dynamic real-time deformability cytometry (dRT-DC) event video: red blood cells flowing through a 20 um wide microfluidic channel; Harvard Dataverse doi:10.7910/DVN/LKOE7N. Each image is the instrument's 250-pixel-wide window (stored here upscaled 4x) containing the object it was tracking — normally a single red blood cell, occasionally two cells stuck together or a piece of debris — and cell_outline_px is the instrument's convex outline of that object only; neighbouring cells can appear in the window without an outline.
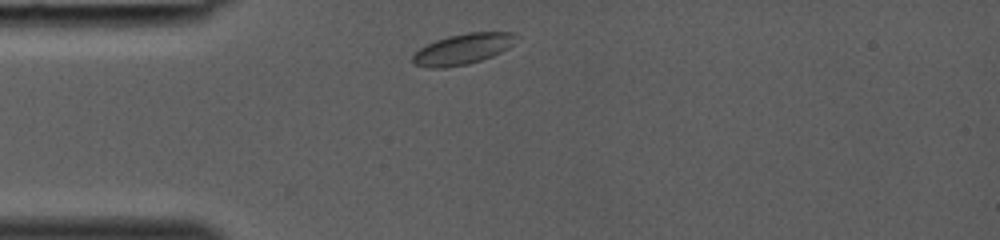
{"species": "common noctule bat (a hibernating species)", "species_latin": "Nyctalus noctula", "temperature_condition": "room temperature", "stored_images_in_passage": 4, "camera_frame_rate_fps": 3000, "um_per_image_px": 0.085, "animal": {"sex": "female", "body_mass_g": 19.0, "forearm_length_mm": 53.3}, "frame": {"image": 1, "passage_image": 1, "time_ms": 0.0, "image_size_px": [1000, 240], "cell_outline_px": [[516, 36], [512, 44], [508, 48], [492, 56], [468, 64], [444, 68], [428, 68], [412, 64], [412, 56], [420, 48], [436, 40], [448, 36], [468, 32], [516, 32]], "centroid_in_image_um": [39.31, 4.17], "position_along_channel_um": 45.7, "area_um2": 18.44}}
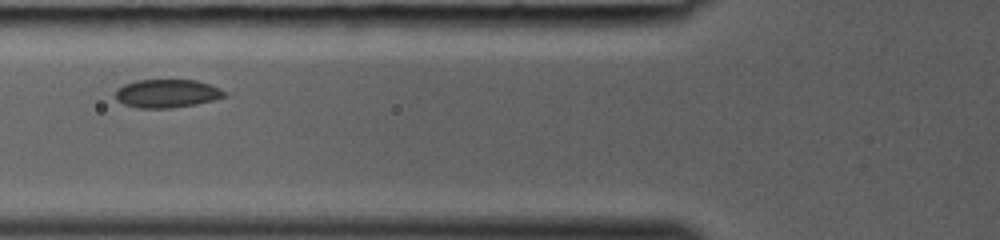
{"frame": {"image": 2, "passage_image": 3, "time_ms": 0.667, "image_size_px": [1000, 240], "cell_outline_px": [[228, 96], [196, 104], [172, 108], [136, 108], [124, 104], [116, 100], [116, 88], [124, 84], [136, 80], [196, 80], [220, 88]], "centroid_in_image_um": [14.16, 7.95], "position_along_channel_um": 111.6, "area_um2": 18.03}}
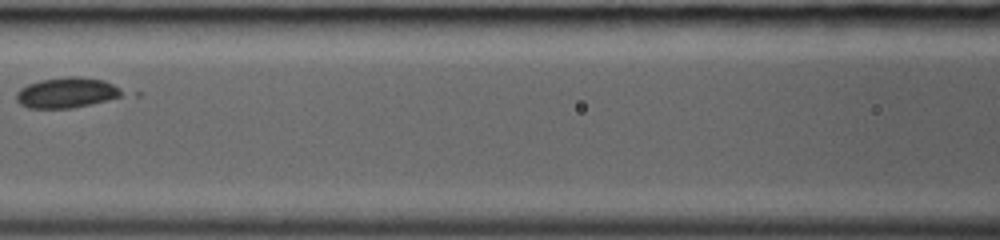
{"frame": {"image": 3, "passage_image": 4, "time_ms": 1.0, "image_size_px": [1000, 240], "cell_outline_px": [[128, 92], [120, 96], [108, 100], [72, 108], [28, 108], [20, 104], [16, 100], [16, 92], [20, 88], [28, 84], [40, 80], [68, 76], [80, 76], [104, 80]], "centroid_in_image_um": [5.68, 7.87], "position_along_channel_um": 160.9, "area_um2": 18.9}}